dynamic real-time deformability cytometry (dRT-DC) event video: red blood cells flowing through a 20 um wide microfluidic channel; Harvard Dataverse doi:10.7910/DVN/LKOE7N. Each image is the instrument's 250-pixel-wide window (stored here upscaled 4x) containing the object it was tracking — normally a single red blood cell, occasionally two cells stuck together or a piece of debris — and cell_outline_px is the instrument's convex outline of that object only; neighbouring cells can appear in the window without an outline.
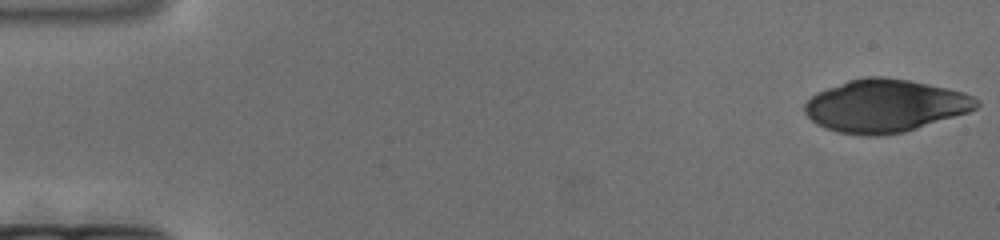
{"species": "human", "species_latin": "Homo sapiens", "temperature_condition": "cold", "stored_images_in_passage": 128, "camera_frame_rate_fps": 3000, "um_per_image_px": 0.085, "donor": {"sex": "female"}, "frame": {"image": 1, "passage_image": 1, "time_ms": 0.0, "image_size_px": [1000, 240], "cell_outline_px": [[980, 104], [976, 108], [968, 112], [916, 128], [900, 132], [868, 136], [840, 132], [816, 124], [804, 112], [804, 104], [816, 92], [848, 80], [868, 76], [884, 76], [908, 80], [948, 88], [964, 92], [980, 100]], "centroid_in_image_um": [75.23, 8.97], "position_along_channel_um": 9.8, "area_um2": 52.31}}
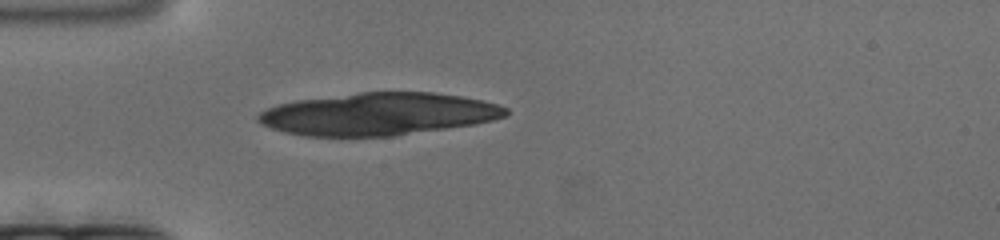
{"frame": {"image": 2, "passage_image": 47, "time_ms": 15.333, "image_size_px": [1000, 240], "cell_outline_px": [[508, 112], [504, 116], [492, 120], [472, 124], [392, 136], [304, 136], [272, 128], [260, 124], [256, 120], [256, 116], [260, 112], [276, 104], [296, 100], [360, 92], [432, 92], [460, 96], [500, 104], [508, 108]], "centroid_in_image_um": [32.12, 9.68], "position_along_channel_um": 52.9, "area_um2": 60.92}}